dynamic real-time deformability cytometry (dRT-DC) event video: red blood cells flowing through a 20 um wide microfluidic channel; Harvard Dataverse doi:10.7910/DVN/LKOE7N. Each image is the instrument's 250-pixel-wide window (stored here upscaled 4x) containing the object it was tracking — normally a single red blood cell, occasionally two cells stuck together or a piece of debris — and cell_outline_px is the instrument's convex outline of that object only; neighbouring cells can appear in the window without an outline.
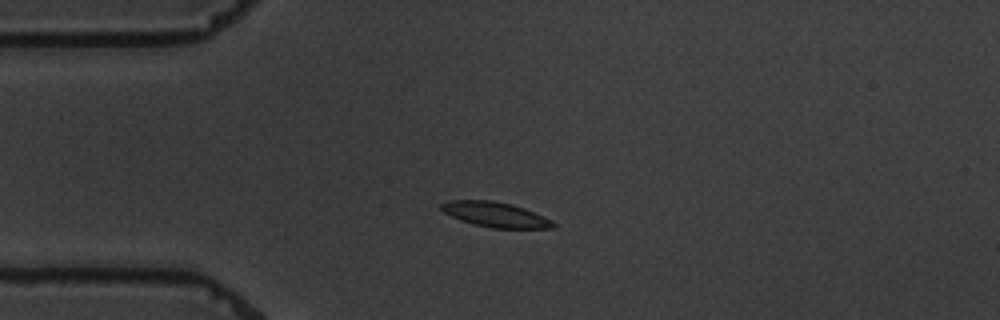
{"species": "common noctule bat (a hibernating species)", "species_latin": "Nyctalus noctula", "temperature_condition": "warm", "stored_images_in_passage": 5, "camera_frame_rate_fps": 3000, "um_per_image_px": 0.085, "animal": {"sex": "male", "body_mass_g": 19.5, "forearm_length_mm": 54.6}, "frame": {"image": 1, "passage_image": 2, "time_ms": 2.0, "image_size_px": [1000, 320], "cell_outline_px": [[556, 228], [492, 228], [472, 224], [460, 220], [444, 212], [440, 208], [440, 204], [452, 200], [492, 200], [512, 204], [524, 208], [544, 216], [552, 220], [556, 224]], "centroid_in_image_um": [42.13, 18.24], "position_along_channel_um": 42.9, "area_um2": 16.36}}
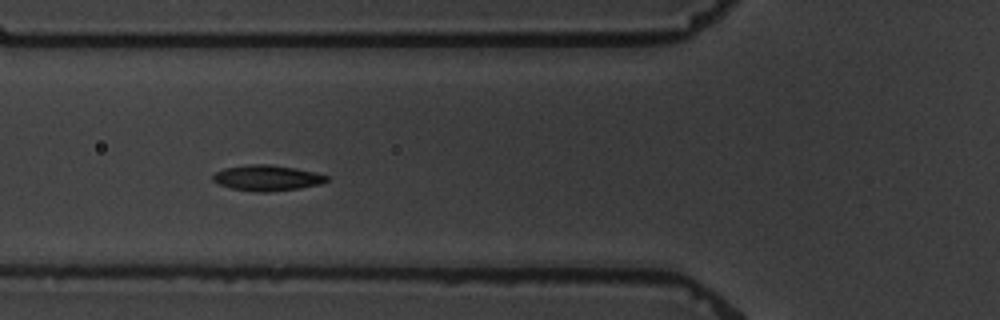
{"frame": {"image": 2, "passage_image": 4, "time_ms": 4.333, "image_size_px": [1000, 320], "cell_outline_px": [[328, 180], [320, 184], [300, 188], [268, 192], [256, 192], [232, 188], [220, 184], [212, 180], [212, 176], [216, 172], [224, 168], [248, 164], [272, 164], [296, 168], [316, 172], [328, 176]], "centroid_in_image_um": [22.71, 15.11], "position_along_channel_um": 103.1, "area_um2": 17.05}}
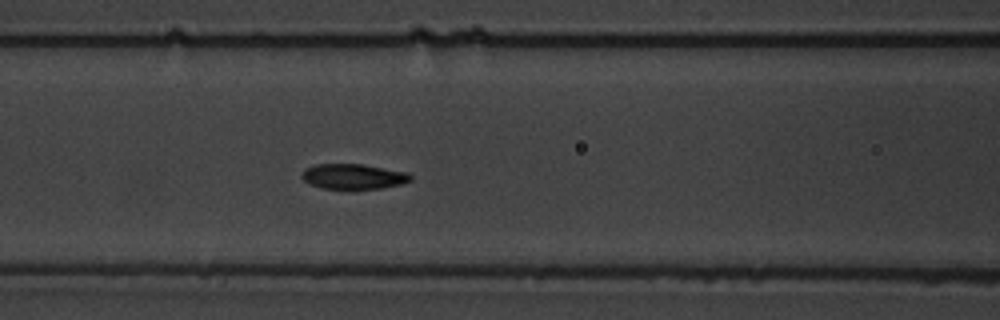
{"frame": {"image": 3, "passage_image": 5, "time_ms": 5.333, "image_size_px": [1000, 320], "cell_outline_px": [[412, 180], [400, 184], [384, 188], [352, 192], [320, 188], [308, 184], [300, 176], [300, 172], [304, 168], [316, 164], [364, 164], [408, 172], [412, 176]], "centroid_in_image_um": [30.0, 15.05], "position_along_channel_um": 136.6, "area_um2": 17.05}}